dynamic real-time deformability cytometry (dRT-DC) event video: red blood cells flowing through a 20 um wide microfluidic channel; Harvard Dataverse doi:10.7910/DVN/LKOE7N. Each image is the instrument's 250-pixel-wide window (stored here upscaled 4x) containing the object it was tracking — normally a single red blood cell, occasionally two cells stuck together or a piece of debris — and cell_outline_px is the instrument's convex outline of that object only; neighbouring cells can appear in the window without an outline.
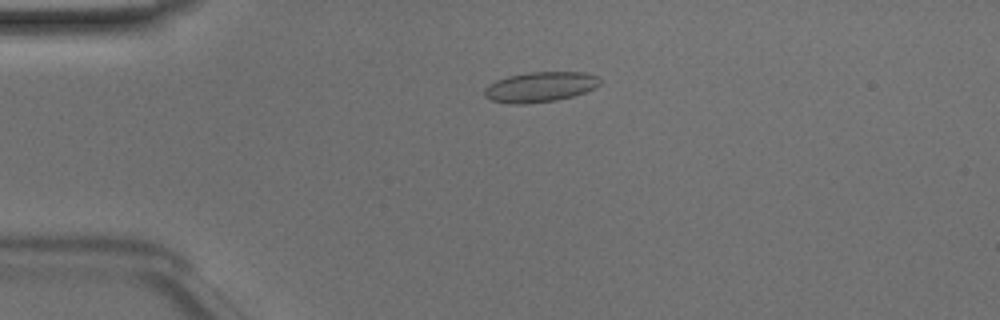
{"species": "Egyptian fruit bat (a non-hibernating species)", "species_latin": "Rousettus aegyptiacus", "temperature_condition": "room temperature", "stored_images_in_passage": 50, "camera_frame_rate_fps": 3000, "um_per_image_px": 0.085, "animal": {"sex": "male"}, "frame": {"image": 1, "passage_image": 12, "time_ms": 3.667, "image_size_px": [1000, 320], "cell_outline_px": [[600, 84], [596, 88], [572, 96], [556, 100], [524, 104], [508, 104], [492, 100], [484, 96], [484, 88], [488, 84], [496, 80], [508, 76], [528, 72], [584, 72], [596, 76], [600, 80]], "centroid_in_image_um": [45.88, 7.39], "position_along_channel_um": 39.1, "area_um2": 20.35}}
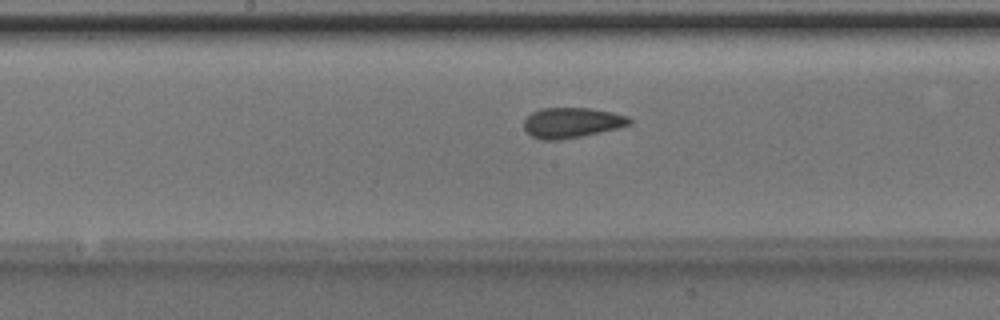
{"frame": {"image": 2, "passage_image": 26, "time_ms": 8.333, "image_size_px": [1000, 320], "cell_outline_px": [[632, 124], [600, 132], [560, 140], [544, 140], [532, 136], [524, 128], [524, 120], [532, 112], [540, 108], [592, 108], [612, 112], [628, 116], [632, 120]], "centroid_in_image_um": [48.61, 10.42], "position_along_channel_um": 199.6, "area_um2": 18.55}}
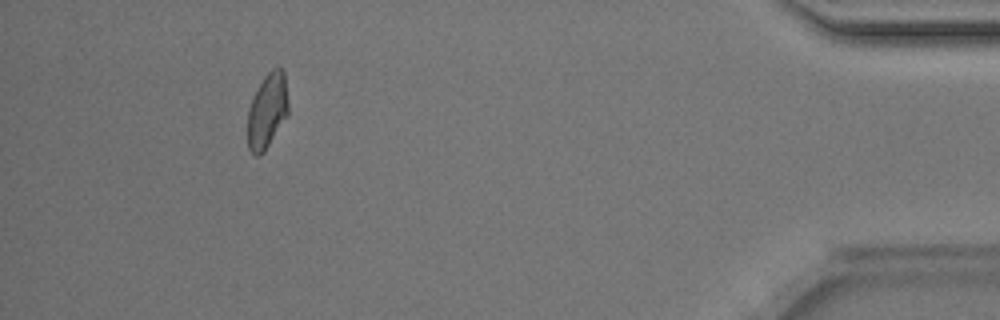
{"frame": {"image": 3, "passage_image": 46, "time_ms": 15.0, "image_size_px": [1000, 320], "cell_outline_px": [[288, 116], [264, 152], [260, 156], [256, 156], [248, 148], [248, 112], [252, 100], [264, 76], [272, 68], [280, 68], [284, 72], [288, 100]], "centroid_in_image_um": [22.73, 9.45], "position_along_channel_um": 412.5, "area_um2": 17.69}, "authors_computed_cell_mechanics": {"area_um2": 18.4382, "velocity_mm_per_s": 4.1003, "shape_relaxation_time_tau1_ms": 9.5411, "shape_relaxation_time_tau2_ms": 0.5966, "deformation_change_tau1": 0.2193, "deformation_change_tau2": 0.0707}}